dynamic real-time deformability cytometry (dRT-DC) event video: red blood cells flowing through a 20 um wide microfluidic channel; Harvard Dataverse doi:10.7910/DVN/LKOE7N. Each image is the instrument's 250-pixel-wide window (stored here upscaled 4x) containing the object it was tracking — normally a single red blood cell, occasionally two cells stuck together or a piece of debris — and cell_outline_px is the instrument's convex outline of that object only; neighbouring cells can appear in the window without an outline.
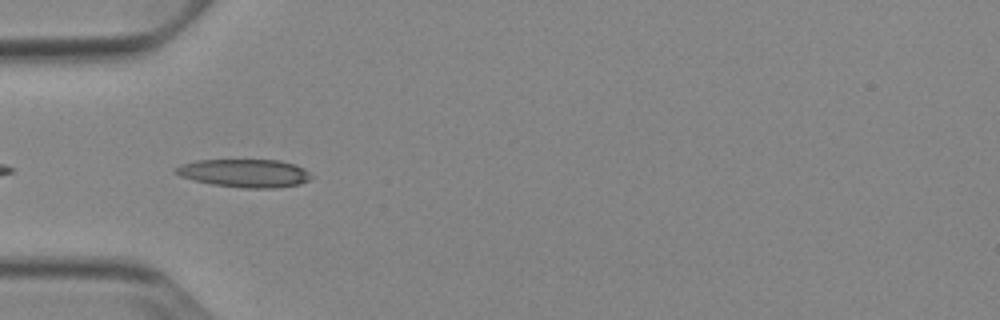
{"species": "Egyptian fruit bat (a non-hibernating species)", "species_latin": "Rousettus aegyptiacus", "temperature_condition": "cold", "stored_images_in_passage": 37, "camera_frame_rate_fps": 3000, "um_per_image_px": 0.085, "animal": {"sex": "female"}, "frame": {"image": 1, "passage_image": 2, "time_ms": 0.333, "image_size_px": [1000, 320], "cell_outline_px": [[312, 176], [308, 180], [300, 184], [276, 188], [244, 188], [212, 184], [192, 180], [180, 176], [176, 172], [176, 168], [180, 164], [196, 160], [280, 160], [296, 164], [304, 168]], "centroid_in_image_um": [20.81, 14.71], "position_along_channel_um": 64.2, "area_um2": 22.25}}
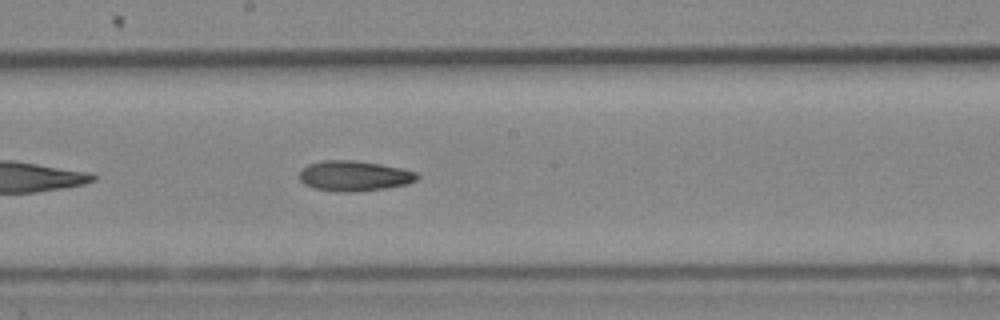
{"frame": {"image": 2, "passage_image": 14, "time_ms": 4.333, "image_size_px": [1000, 320], "cell_outline_px": [[420, 176], [416, 180], [408, 184], [384, 188], [352, 192], [336, 192], [312, 188], [304, 184], [300, 180], [300, 168], [308, 164], [324, 160], [352, 160], [380, 164], [400, 168], [416, 172]], "centroid_in_image_um": [30.07, 14.95], "position_along_channel_um": 218.1, "area_um2": 20.87}}
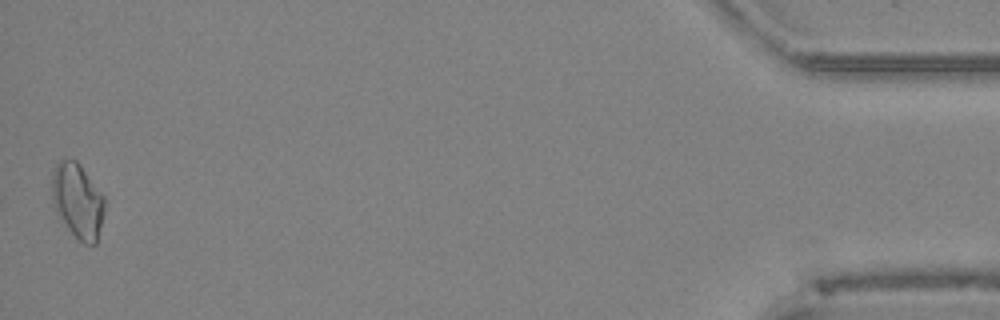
{"frame": {"image": 3, "passage_image": 37, "time_ms": 12.0, "image_size_px": [1000, 320], "cell_outline_px": [[104, 212], [96, 244], [84, 244], [68, 228], [56, 208], [52, 196], [52, 172], [56, 164], [64, 156], [76, 160], [80, 164], [104, 196]], "centroid_in_image_um": [6.61, 17.0], "position_along_channel_um": 428.6, "area_um2": 22.66}, "authors_computed_cell_mechanics": {"area_um2": 20.4034, "velocity_mm_per_s": 3.9023, "shape_relaxation_time_tau1_ms": null, "shape_relaxation_time_tau2_ms": 10.1056, "deformation_change_tau1": null, "deformation_change_tau2": 0.2104}}